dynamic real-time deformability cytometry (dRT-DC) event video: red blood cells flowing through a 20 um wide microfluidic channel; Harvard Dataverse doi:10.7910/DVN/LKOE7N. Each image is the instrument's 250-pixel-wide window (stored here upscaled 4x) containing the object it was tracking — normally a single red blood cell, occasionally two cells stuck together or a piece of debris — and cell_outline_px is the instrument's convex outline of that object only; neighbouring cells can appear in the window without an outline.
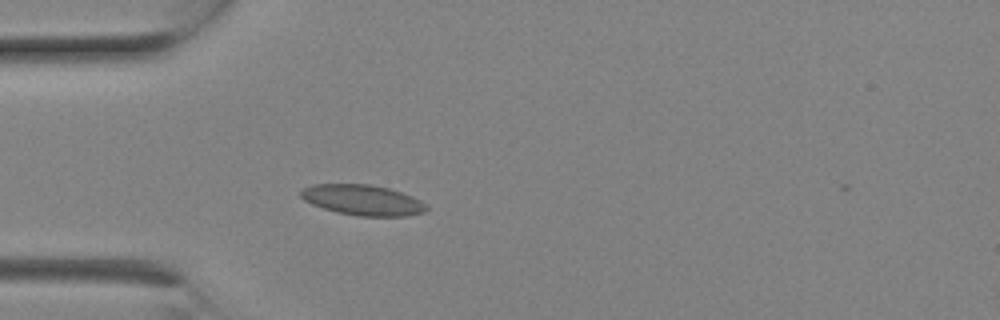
{"species": "Egyptian fruit bat (a non-hibernating species)", "species_latin": "Rousettus aegyptiacus", "temperature_condition": "room temperature", "stored_images_in_passage": 7, "camera_frame_rate_fps": 3000, "um_per_image_px": 0.085, "animal": {"sex": "female"}, "frame": {"image": 1, "passage_image": 6, "time_ms": 1.667, "image_size_px": [1000, 320], "cell_outline_px": [[428, 208], [424, 212], [404, 216], [356, 216], [336, 212], [312, 204], [304, 200], [300, 196], [300, 192], [304, 188], [312, 184], [372, 184], [388, 188], [412, 196], [420, 200]], "centroid_in_image_um": [30.8, 17.0], "position_along_channel_um": 54.2, "area_um2": 22.25}}